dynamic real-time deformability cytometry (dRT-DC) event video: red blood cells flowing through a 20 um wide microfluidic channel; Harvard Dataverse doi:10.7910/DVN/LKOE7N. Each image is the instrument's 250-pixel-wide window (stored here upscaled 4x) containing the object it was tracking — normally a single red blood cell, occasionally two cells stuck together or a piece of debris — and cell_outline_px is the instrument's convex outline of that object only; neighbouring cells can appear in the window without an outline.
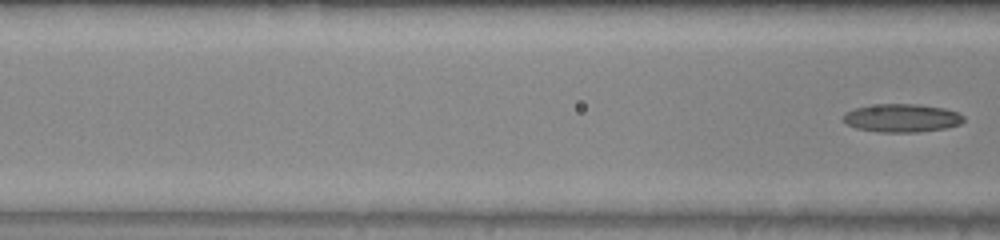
{"species": "common noctule bat (a hibernating species)", "species_latin": "Nyctalus noctula", "temperature_condition": "warm", "stored_images_in_passage": 7, "segment_of_instrument_passage": [2, 2], "camera_frame_rate_fps": 3000, "um_per_image_px": 0.085, "animal": {"sex": "male", "body_mass_g": 20.0, "forearm_length_mm": 53.3}, "frame": {"image": 1, "passage_image": 7, "time_ms": 2.0, "image_size_px": [1000, 240], "cell_outline_px": [[964, 120], [960, 124], [948, 128], [916, 132], [880, 132], [856, 128], [848, 124], [844, 120], [844, 112], [856, 108], [876, 104], [916, 104], [944, 108], [956, 112], [964, 116]], "centroid_in_image_um": [76.67, 10.03], "position_along_channel_um": 89.9, "area_um2": 19.71}}